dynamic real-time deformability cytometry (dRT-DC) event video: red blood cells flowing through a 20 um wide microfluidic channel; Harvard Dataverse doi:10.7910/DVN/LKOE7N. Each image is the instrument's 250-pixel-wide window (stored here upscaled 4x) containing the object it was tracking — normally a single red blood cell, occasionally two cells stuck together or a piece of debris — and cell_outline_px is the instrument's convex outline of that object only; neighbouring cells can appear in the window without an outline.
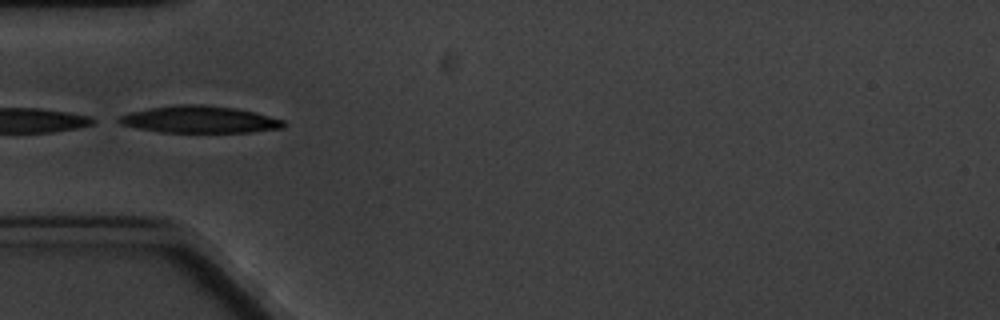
{"species": "common noctule bat (a hibernating species)", "species_latin": "Nyctalus noctula", "temperature_condition": "cold", "stored_images_in_passage": 6, "camera_frame_rate_fps": 3000, "um_per_image_px": 0.085, "animal": {"sex": "male", "body_mass_g": 20.1, "forearm_length_mm": 53.5}, "frame": {"image": 1, "passage_image": 3, "time_ms": 3.333, "image_size_px": [1000, 320], "cell_outline_px": [[284, 128], [252, 132], [160, 132], [136, 128], [120, 124], [112, 120], [116, 116], [128, 112], [176, 104], [204, 104], [236, 108], [256, 112], [284, 120]], "centroid_in_image_um": [16.9, 10.15], "position_along_channel_um": 68.1, "area_um2": 26.3}}